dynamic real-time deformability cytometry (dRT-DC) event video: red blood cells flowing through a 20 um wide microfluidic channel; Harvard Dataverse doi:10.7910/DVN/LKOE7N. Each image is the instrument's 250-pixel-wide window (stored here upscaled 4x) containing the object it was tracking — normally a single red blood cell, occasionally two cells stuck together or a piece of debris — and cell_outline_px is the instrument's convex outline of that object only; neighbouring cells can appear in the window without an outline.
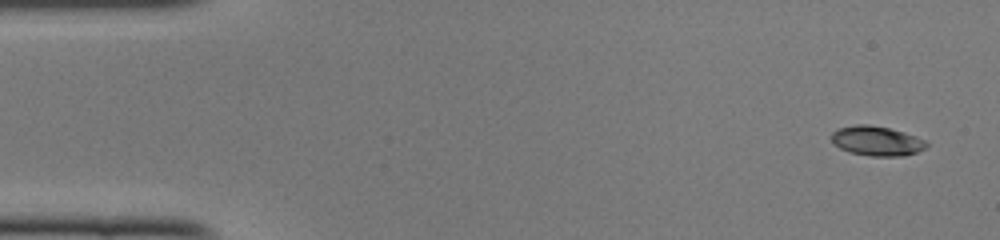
{"species": "common noctule bat (a hibernating species)", "species_latin": "Nyctalus noctula", "temperature_condition": "cold", "stored_images_in_passage": 47, "camera_frame_rate_fps": 3000, "um_per_image_px": 0.085, "animal": {"sex": "female", "body_mass_g": 22.0, "forearm_length_mm": 56.7}, "frame": {"image": 1, "passage_image": 1, "time_ms": 0.0, "image_size_px": [1000, 240], "cell_outline_px": [[928, 144], [924, 148], [916, 152], [904, 156], [872, 156], [848, 152], [840, 148], [832, 140], [832, 132], [836, 128], [856, 124], [868, 124], [888, 128], [904, 132], [916, 136], [924, 140]], "centroid_in_image_um": [74.5, 11.97], "position_along_channel_um": 10.5, "area_um2": 16.36}}
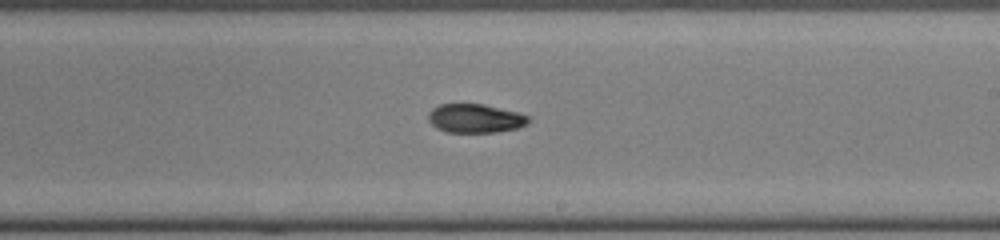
{"frame": {"image": 2, "passage_image": 27, "time_ms": 8.667, "image_size_px": [1000, 240], "cell_outline_px": [[532, 120], [528, 124], [520, 128], [496, 132], [444, 132], [436, 128], [428, 120], [428, 112], [432, 108], [440, 104], [484, 104], [516, 112], [528, 116]], "centroid_in_image_um": [40.4, 10.07], "position_along_channel_um": 248.6, "area_um2": 16.99}}
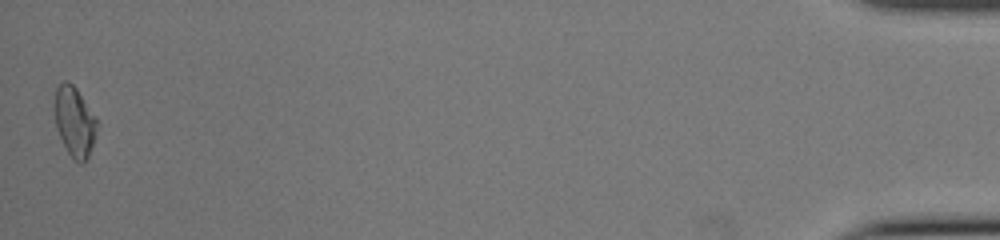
{"frame": {"image": 3, "passage_image": 47, "time_ms": 15.333, "image_size_px": [1000, 240], "cell_outline_px": [[96, 136], [88, 156], [80, 164], [72, 160], [56, 128], [56, 88], [64, 80], [68, 80], [76, 88], [96, 116]], "centroid_in_image_um": [6.36, 10.35], "position_along_channel_um": 428.8, "area_um2": 16.94}, "authors_computed_cell_mechanics": {"area_um2": 17.051, "velocity_mm_per_s": 4.1189, "shape_relaxation_time_tau1_ms": null, "shape_relaxation_time_tau2_ms": 8.7448, "deformation_change_tau1": null, "deformation_change_tau2": 0.1693}}